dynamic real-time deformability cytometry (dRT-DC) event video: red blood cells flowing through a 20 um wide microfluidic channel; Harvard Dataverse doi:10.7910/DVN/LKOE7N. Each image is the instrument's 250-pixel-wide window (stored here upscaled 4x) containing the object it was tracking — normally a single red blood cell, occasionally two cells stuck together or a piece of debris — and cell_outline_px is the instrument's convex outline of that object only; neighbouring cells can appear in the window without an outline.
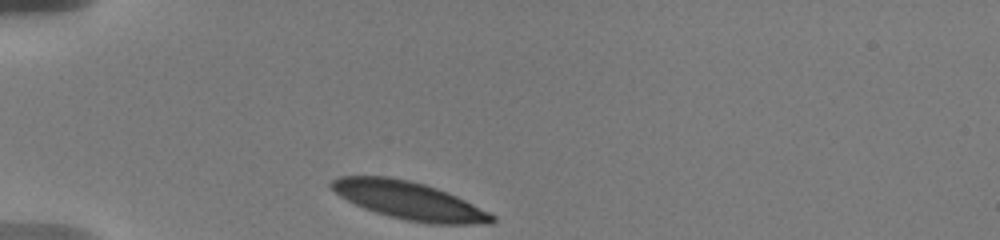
{"species": "human", "species_latin": "Homo sapiens", "temperature_condition": "warm", "stored_images_in_passage": 3, "camera_frame_rate_fps": 3000, "um_per_image_px": 0.085, "donor": {"sex": "male"}, "frame": {"image": 1, "passage_image": 1, "time_ms": 0.0, "image_size_px": [1000, 240], "cell_outline_px": [[496, 220], [492, 224], [432, 224], [408, 220], [388, 216], [364, 208], [340, 196], [328, 184], [332, 180], [340, 176], [388, 176], [408, 180], [424, 184], [436, 188], [456, 196], [496, 216]], "centroid_in_image_um": [34.78, 17.05], "position_along_channel_um": 50.2, "area_um2": 35.03}}
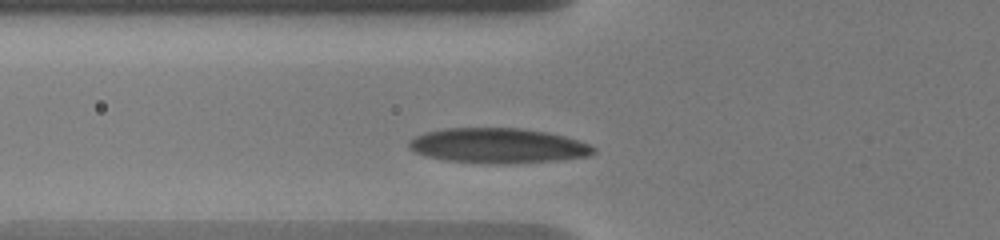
{"frame": {"image": 2, "passage_image": 3, "time_ms": 1.667, "image_size_px": [1000, 240], "cell_outline_px": [[596, 152], [588, 156], [556, 160], [516, 164], [492, 164], [448, 160], [428, 156], [416, 152], [408, 148], [408, 140], [424, 132], [444, 128], [520, 128], [544, 132], [564, 136], [588, 144], [596, 148]], "centroid_in_image_um": [42.31, 12.38], "position_along_channel_um": 83.5, "area_um2": 37.63}}